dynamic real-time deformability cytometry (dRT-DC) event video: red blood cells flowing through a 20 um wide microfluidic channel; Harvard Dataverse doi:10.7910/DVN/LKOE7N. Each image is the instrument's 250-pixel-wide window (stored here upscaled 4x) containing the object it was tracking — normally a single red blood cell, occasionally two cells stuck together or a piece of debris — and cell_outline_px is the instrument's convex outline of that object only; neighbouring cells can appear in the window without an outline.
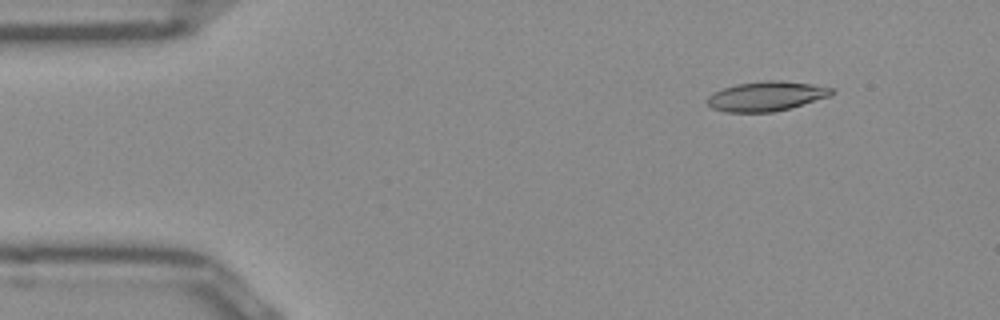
{"species": "Egyptian fruit bat (a non-hibernating species)", "species_latin": "Rousettus aegyptiacus", "temperature_condition": "room temperature", "stored_images_in_passage": 51, "camera_frame_rate_fps": 3000, "um_per_image_px": 0.085, "frame": {"image": 1, "passage_image": 6, "time_ms": 1.667, "image_size_px": [1000, 320], "cell_outline_px": [[832, 92], [828, 96], [788, 108], [772, 112], [728, 112], [712, 108], [708, 104], [708, 96], [712, 92], [736, 84], [764, 80], [780, 80], [812, 84], [832, 88]], "centroid_in_image_um": [65.08, 8.16], "position_along_channel_um": 19.9, "area_um2": 21.1}}
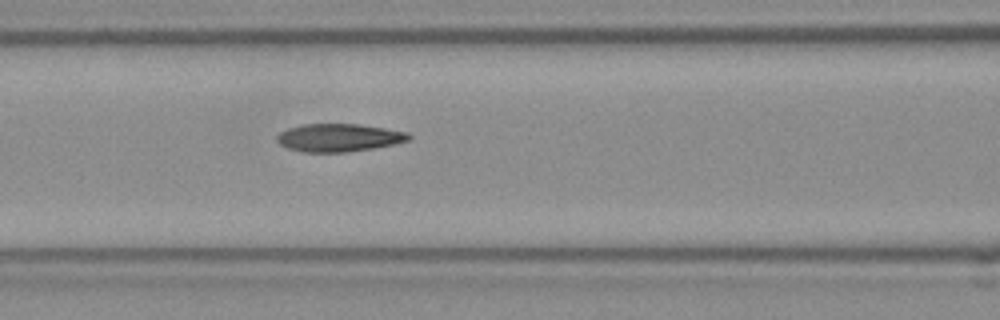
{"frame": {"image": 2, "passage_image": 21, "time_ms": 6.667, "image_size_px": [1000, 320], "cell_outline_px": [[412, 136], [408, 140], [392, 144], [372, 148], [348, 152], [304, 152], [288, 148], [280, 144], [276, 140], [276, 136], [280, 132], [288, 128], [300, 124], [360, 124], [408, 132]], "centroid_in_image_um": [28.77, 11.69], "position_along_channel_um": 137.8, "area_um2": 21.39}}
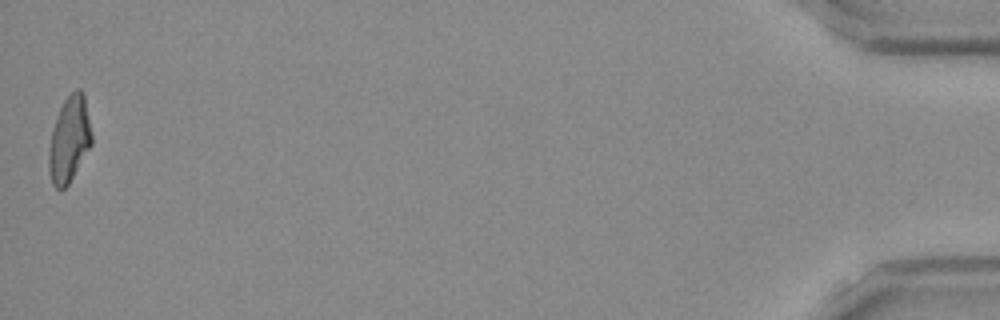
{"frame": {"image": 3, "passage_image": 51, "time_ms": 16.667, "image_size_px": [1000, 320], "cell_outline_px": [[92, 144], [68, 184], [64, 188], [56, 188], [52, 184], [48, 168], [48, 152], [52, 132], [56, 116], [64, 100], [76, 88], [80, 88], [84, 92], [92, 132]], "centroid_in_image_um": [5.9, 11.82], "position_along_channel_um": 429.3, "area_um2": 21.44}, "authors_computed_cell_mechanics": {"area_um2": 21.386, "velocity_mm_per_s": 3.9228, "shape_relaxation_time_tau1_ms": 5.4413, "shape_relaxation_time_tau2_ms": 2.2347, "deformation_change_tau1": 0.2069, "deformation_change_tau2": 0.1085}}